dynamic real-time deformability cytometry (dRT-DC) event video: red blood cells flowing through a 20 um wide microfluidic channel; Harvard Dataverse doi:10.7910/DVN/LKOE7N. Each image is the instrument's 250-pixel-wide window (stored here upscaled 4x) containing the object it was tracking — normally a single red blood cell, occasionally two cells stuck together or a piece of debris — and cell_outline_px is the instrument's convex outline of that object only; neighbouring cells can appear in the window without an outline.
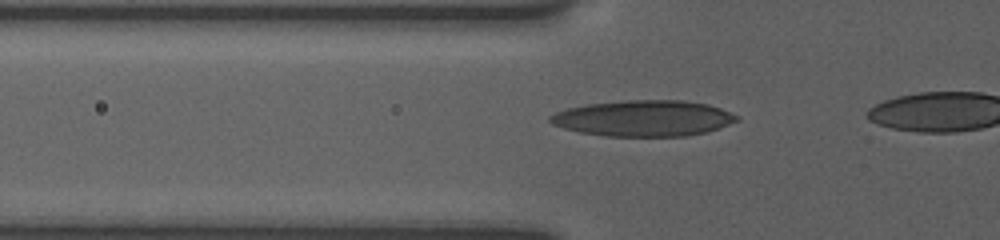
{"species": "human", "species_latin": "Homo sapiens", "temperature_condition": "room temperature", "stored_images_in_passage": 9, "camera_frame_rate_fps": 3000, "um_per_image_px": 0.085, "donor": {"sex": "female"}, "frame": {"image": 1, "passage_image": 3, "time_ms": 0.667, "image_size_px": [1000, 240], "cell_outline_px": [[740, 120], [708, 132], [684, 136], [604, 136], [580, 132], [564, 128], [552, 124], [548, 120], [548, 116], [556, 112], [568, 108], [588, 104], [628, 100], [680, 100], [708, 104], [720, 108], [740, 116]], "centroid_in_image_um": [54.72, 10.05], "position_along_channel_um": 71.1, "area_um2": 39.19}}
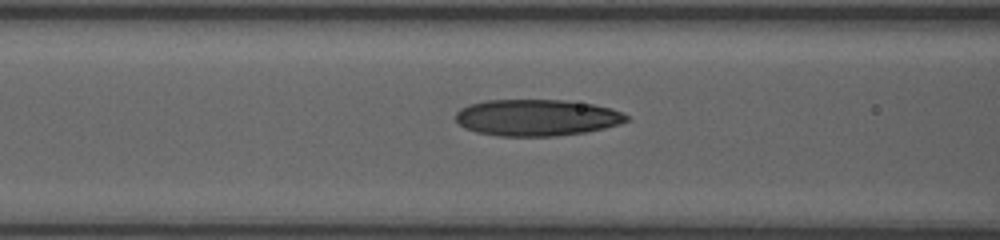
{"frame": {"image": 2, "passage_image": 7, "time_ms": 2.0, "image_size_px": [1000, 240], "cell_outline_px": [[628, 120], [620, 124], [604, 128], [584, 132], [556, 136], [500, 136], [476, 132], [464, 128], [456, 120], [456, 112], [460, 108], [468, 104], [484, 100], [564, 100], [592, 104], [612, 108], [628, 116]], "centroid_in_image_um": [45.59, 9.99], "position_along_channel_um": 121.0, "area_um2": 36.41}}